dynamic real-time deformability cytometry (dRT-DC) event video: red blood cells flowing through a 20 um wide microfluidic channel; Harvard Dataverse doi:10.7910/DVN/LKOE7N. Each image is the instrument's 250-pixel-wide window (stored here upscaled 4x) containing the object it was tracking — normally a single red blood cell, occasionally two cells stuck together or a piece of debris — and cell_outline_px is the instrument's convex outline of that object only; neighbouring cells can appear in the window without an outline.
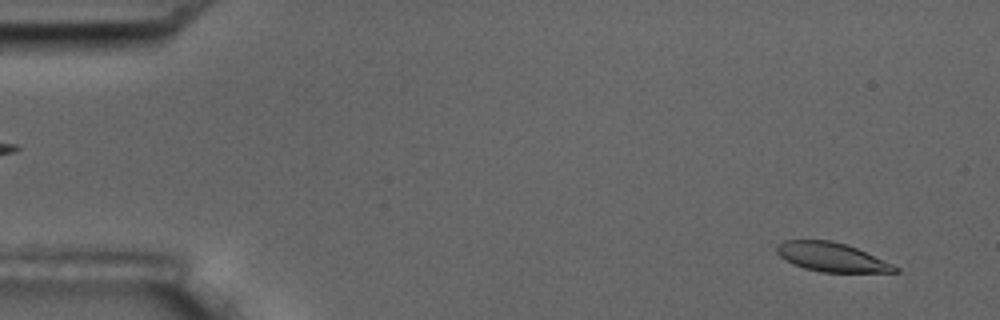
{"species": "common noctule bat (a hibernating species)", "species_latin": "Nyctalus noctula", "temperature_condition": "room temperature", "stored_images_in_passage": 6, "camera_frame_rate_fps": 3000, "um_per_image_px": 0.085, "animal": {"sex": "male", "body_mass_g": 17.5, "forearm_length_mm": 52.3}, "frame": {"image": 1, "passage_image": 2, "time_ms": 1.0, "image_size_px": [1000, 320], "cell_outline_px": [[900, 272], [820, 272], [804, 268], [792, 264], [784, 260], [776, 252], [776, 244], [784, 240], [832, 240], [856, 248], [892, 264], [900, 268]], "centroid_in_image_um": [70.64, 21.85], "position_along_channel_um": 14.4, "area_um2": 19.94}}